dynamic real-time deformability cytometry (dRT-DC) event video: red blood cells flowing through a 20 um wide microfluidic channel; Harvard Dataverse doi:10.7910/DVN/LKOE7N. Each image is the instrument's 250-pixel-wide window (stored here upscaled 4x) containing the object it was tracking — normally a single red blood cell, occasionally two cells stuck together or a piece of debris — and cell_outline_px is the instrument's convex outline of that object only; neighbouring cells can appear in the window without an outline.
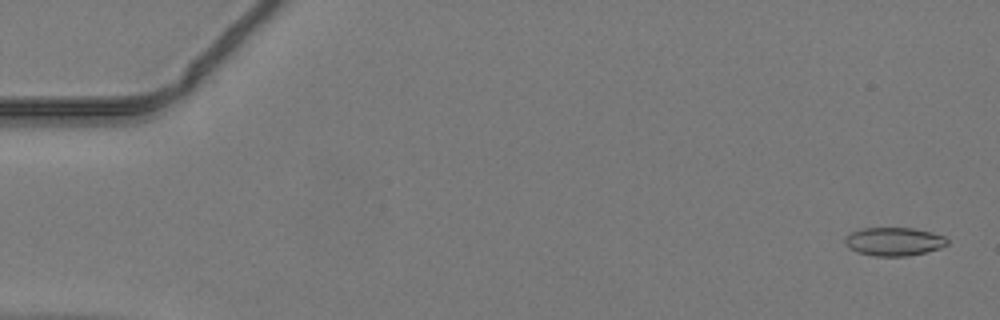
{"species": "common noctule bat (a hibernating species)", "species_latin": "Nyctalus noctula", "temperature_condition": "warm", "stored_images_in_passage": 44, "camera_frame_rate_fps": 3000, "um_per_image_px": 0.085, "animal": {"sex": "male", "body_mass_g": 19.2, "forearm_length_mm": 51.8}, "frame": {"image": 1, "passage_image": 2, "time_ms": 0.333, "image_size_px": [1000, 320], "cell_outline_px": [[948, 244], [940, 248], [908, 256], [872, 256], [856, 252], [848, 248], [844, 244], [844, 240], [852, 232], [860, 228], [912, 228], [932, 232], [944, 236], [948, 240]], "centroid_in_image_um": [75.97, 20.53], "position_along_channel_um": 9.0, "area_um2": 16.99}}
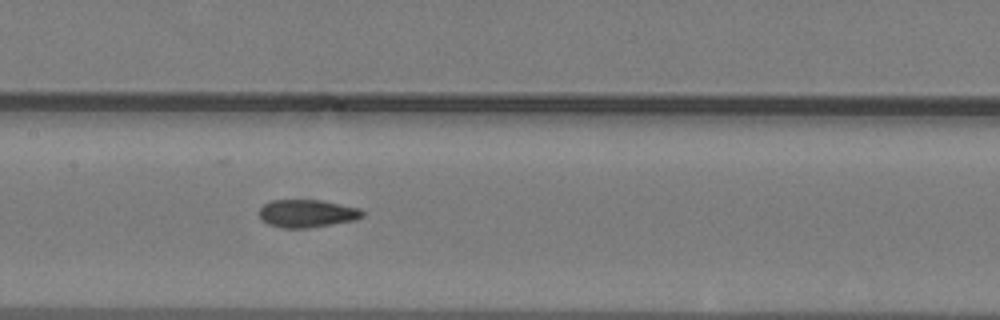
{"frame": {"image": 2, "passage_image": 24, "time_ms": 7.667, "image_size_px": [1000, 320], "cell_outline_px": [[364, 216], [356, 220], [308, 228], [284, 228], [268, 224], [260, 216], [260, 208], [264, 204], [272, 200], [320, 200], [360, 208], [364, 212]], "centroid_in_image_um": [26.13, 18.14], "position_along_channel_um": 181.3, "area_um2": 16.65}}
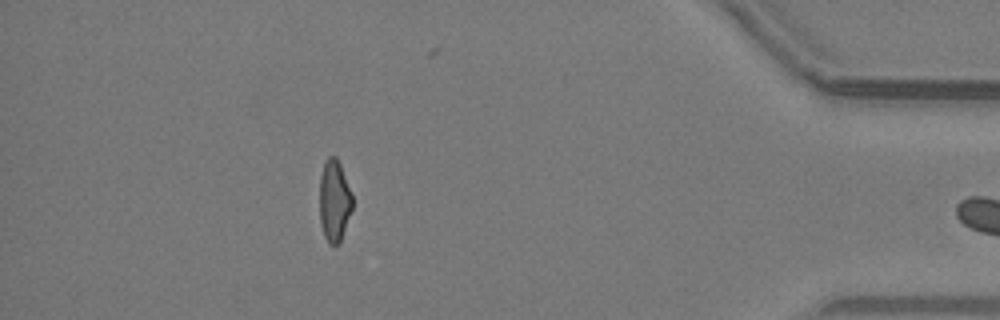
{"frame": {"image": 3, "passage_image": 43, "time_ms": 14.0, "image_size_px": [1000, 320], "cell_outline_px": [[352, 208], [340, 240], [336, 244], [328, 244], [324, 236], [320, 220], [320, 176], [324, 164], [328, 156], [336, 156], [340, 164], [352, 192]], "centroid_in_image_um": [28.41, 17.03], "position_along_channel_um": 406.8, "area_um2": 15.43}}